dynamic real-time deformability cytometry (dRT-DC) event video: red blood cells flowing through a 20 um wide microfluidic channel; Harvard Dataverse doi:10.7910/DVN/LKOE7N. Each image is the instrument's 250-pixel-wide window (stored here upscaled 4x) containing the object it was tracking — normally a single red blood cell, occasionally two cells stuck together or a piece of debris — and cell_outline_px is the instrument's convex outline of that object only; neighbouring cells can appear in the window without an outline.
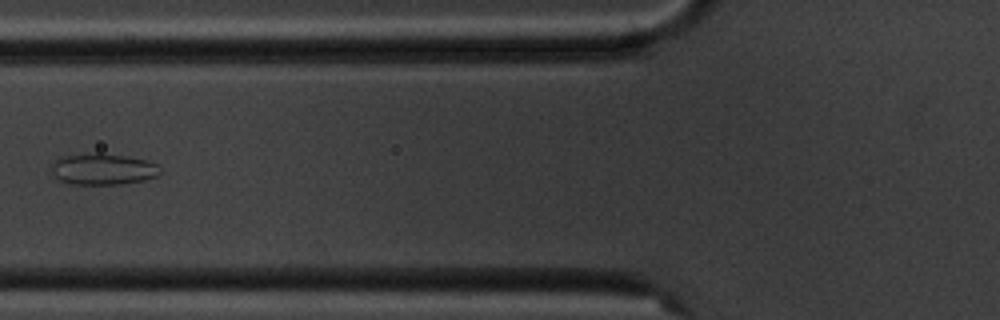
{"species": "common noctule bat (a hibernating species)", "species_latin": "Nyctalus noctula", "temperature_condition": "cold", "stored_images_in_passage": 4, "camera_frame_rate_fps": 3000, "um_per_image_px": 0.085, "animal": {"sex": "male", "body_mass_g": 20.1, "forearm_length_mm": 53.5}, "frame": {"image": 1, "passage_image": 2, "time_ms": 1.333, "image_size_px": [1000, 320], "cell_outline_px": [[160, 172], [156, 176], [144, 180], [120, 184], [72, 184], [60, 180], [52, 176], [52, 164], [60, 156], [96, 152], [128, 156], [144, 160], [156, 164], [160, 168]], "centroid_in_image_um": [8.71, 14.36], "position_along_channel_um": 117.1, "area_um2": 19.88}}